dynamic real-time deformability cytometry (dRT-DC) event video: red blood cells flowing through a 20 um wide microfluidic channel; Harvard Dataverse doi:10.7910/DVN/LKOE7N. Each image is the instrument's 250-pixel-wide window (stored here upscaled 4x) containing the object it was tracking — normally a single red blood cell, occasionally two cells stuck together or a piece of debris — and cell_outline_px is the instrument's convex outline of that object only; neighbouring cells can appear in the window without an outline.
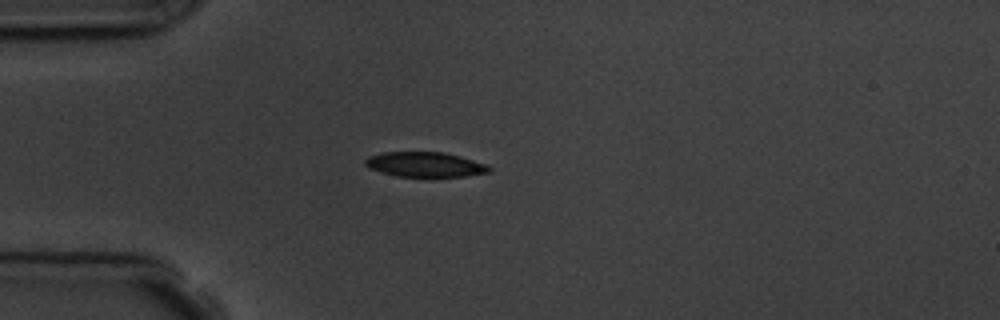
{"species": "common noctule bat (a hibernating species)", "species_latin": "Nyctalus noctula", "temperature_condition": "room temperature", "stored_images_in_passage": 2, "camera_frame_rate_fps": 3000, "um_per_image_px": 0.085, "animal": {"sex": "male", "body_mass_g": 19.5, "forearm_length_mm": 54.6}, "frame": {"image": 1, "passage_image": 1, "time_ms": 0.0, "image_size_px": [1000, 320], "cell_outline_px": [[492, 172], [468, 176], [396, 176], [380, 172], [368, 168], [364, 164], [364, 160], [368, 156], [380, 152], [444, 152], [460, 156], [488, 164], [492, 168]], "centroid_in_image_um": [36.14, 13.97], "position_along_channel_um": 48.9, "area_um2": 18.21}}